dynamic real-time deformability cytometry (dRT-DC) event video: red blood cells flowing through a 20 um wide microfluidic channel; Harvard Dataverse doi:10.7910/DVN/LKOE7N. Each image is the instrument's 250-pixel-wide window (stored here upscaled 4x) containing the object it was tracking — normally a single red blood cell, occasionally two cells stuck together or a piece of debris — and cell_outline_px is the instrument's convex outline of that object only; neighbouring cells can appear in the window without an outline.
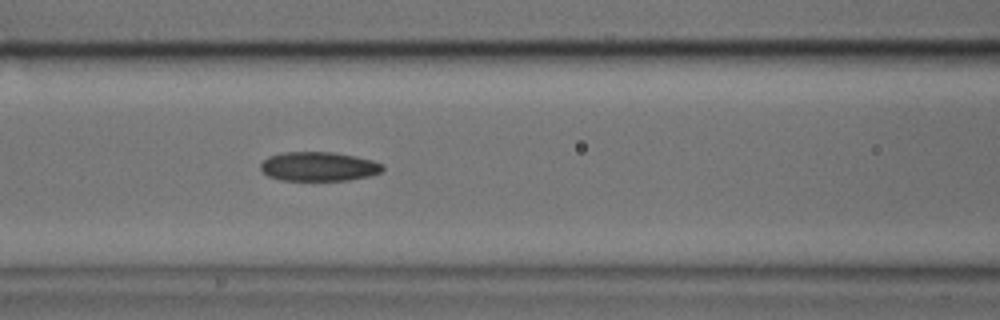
{"species": "common noctule bat (a hibernating species)", "species_latin": "Nyctalus noctula", "temperature_condition": "cold", "stored_images_in_passage": 32, "camera_frame_rate_fps": 3000, "um_per_image_px": 0.085, "animal": {"sex": "male", "body_mass_g": 17.9, "forearm_length_mm": 54.2}, "frame": {"image": 1, "passage_image": 10, "time_ms": 3.0, "image_size_px": [1000, 320], "cell_outline_px": [[384, 168], [380, 172], [368, 176], [348, 180], [280, 180], [268, 176], [260, 168], [260, 164], [268, 156], [284, 152], [332, 152], [356, 156], [372, 160], [384, 164]], "centroid_in_image_um": [27.08, 14.14], "position_along_channel_um": 139.5, "area_um2": 20.75}}
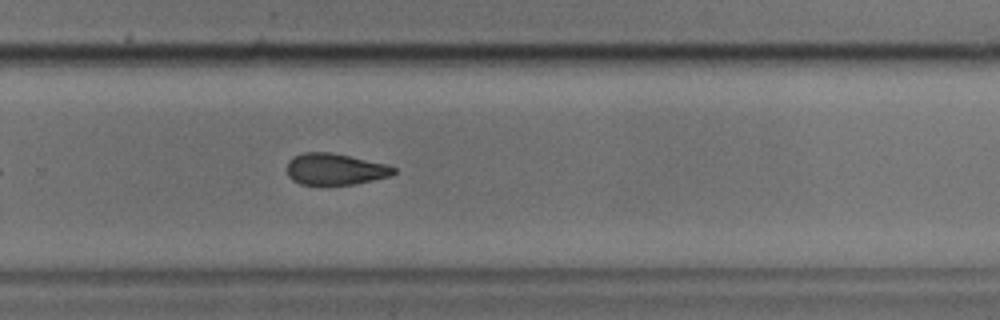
{"frame": {"image": 2, "passage_image": 22, "time_ms": 7.0, "image_size_px": [1000, 320], "cell_outline_px": [[396, 172], [392, 176], [352, 184], [300, 184], [292, 180], [288, 176], [288, 160], [292, 156], [304, 152], [332, 152], [388, 164], [396, 168]], "centroid_in_image_um": [28.5, 14.36], "position_along_channel_um": 301.3, "area_um2": 19.65}}